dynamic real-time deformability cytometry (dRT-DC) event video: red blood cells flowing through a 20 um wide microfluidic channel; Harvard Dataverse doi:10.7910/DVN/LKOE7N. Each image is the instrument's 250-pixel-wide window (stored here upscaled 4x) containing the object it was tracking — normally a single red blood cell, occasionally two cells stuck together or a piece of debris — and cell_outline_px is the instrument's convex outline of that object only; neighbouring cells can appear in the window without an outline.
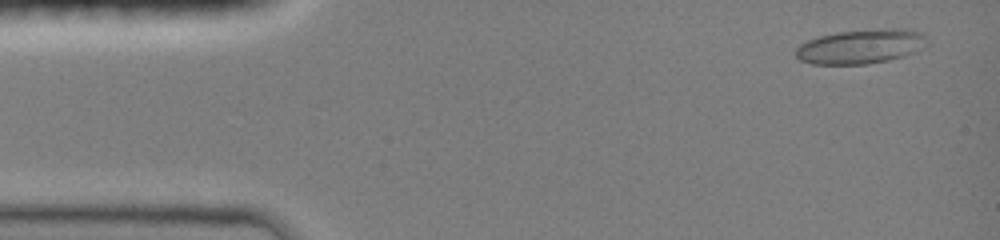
{"species": "common noctule bat (a hibernating species)", "species_latin": "Nyctalus noctula", "temperature_condition": "room temperature", "stored_images_in_passage": 79, "camera_frame_rate_fps": 3000, "um_per_image_px": 0.085, "animal": {"sex": "female", "body_mass_g": 19.0, "forearm_length_mm": 51.5}, "frame": {"image": 1, "passage_image": 4, "time_ms": 0.667, "image_size_px": [1000, 240], "cell_outline_px": [[928, 44], [924, 48], [916, 52], [904, 56], [888, 60], [868, 64], [812, 64], [800, 60], [796, 56], [796, 48], [800, 44], [808, 40], [820, 36], [836, 32], [880, 28], [904, 28], [916, 32]], "centroid_in_image_um": [73.14, 3.96], "position_along_channel_um": 11.9, "area_um2": 26.24}}
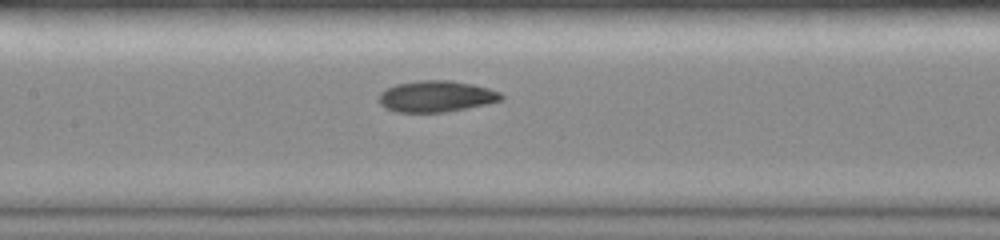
{"frame": {"image": 2, "passage_image": 32, "time_ms": 7.0, "image_size_px": [1000, 240], "cell_outline_px": [[504, 100], [444, 112], [396, 112], [384, 108], [376, 100], [380, 92], [396, 84], [420, 80], [452, 80], [472, 84], [488, 88], [500, 92], [504, 96]], "centroid_in_image_um": [37.04, 8.19], "position_along_channel_um": 170.4, "area_um2": 22.37}}
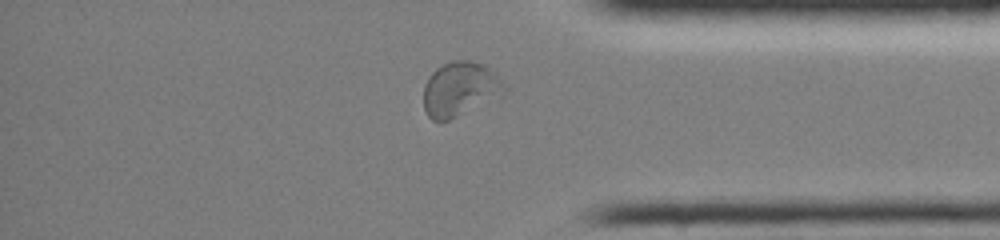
{"frame": {"image": 3, "passage_image": 65, "time_ms": 12.667, "image_size_px": [1000, 240], "cell_outline_px": [[508, 92], [504, 96], [448, 120], [432, 120], [428, 116], [424, 108], [424, 84], [428, 76], [436, 68], [452, 60], [472, 60], [488, 68], [500, 76], [508, 88]], "centroid_in_image_um": [39.15, 7.57], "position_along_channel_um": 396.0, "area_um2": 26.01}, "authors_computed_cell_mechanics": {"area_um2": 22.9466, "velocity_mm_per_s": 4.055, "shape_relaxation_time_tau1_ms": 4.9094, "shape_relaxation_time_tau2_ms": 2.5264, "deformation_change_tau1": 0.1272, "deformation_change_tau2": 0.0559}}